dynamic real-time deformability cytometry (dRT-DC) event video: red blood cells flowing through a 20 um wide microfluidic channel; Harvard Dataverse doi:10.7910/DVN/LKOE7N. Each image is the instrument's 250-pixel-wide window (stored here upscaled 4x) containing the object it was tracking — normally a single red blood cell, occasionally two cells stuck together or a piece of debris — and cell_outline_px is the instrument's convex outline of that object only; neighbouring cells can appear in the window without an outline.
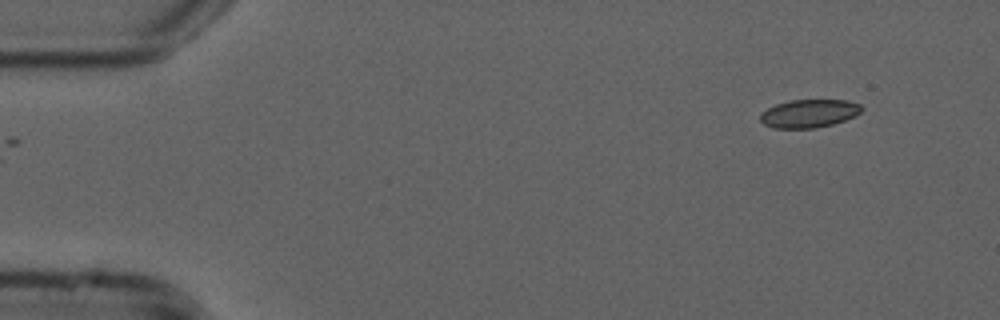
{"species": "common noctule bat (a hibernating species)", "species_latin": "Nyctalus noctula", "temperature_condition": "cold", "stored_images_in_passage": 49, "camera_frame_rate_fps": 3000, "um_per_image_px": 0.085, "animal": {"sex": "male", "forearm_length_mm": 52.5}, "frame": {"image": 1, "passage_image": 1, "time_ms": 0.0, "image_size_px": [1000, 320], "cell_outline_px": [[864, 108], [856, 116], [832, 124], [816, 128], [772, 128], [764, 124], [760, 120], [760, 112], [776, 104], [788, 100], [848, 100], [860, 104]], "centroid_in_image_um": [68.77, 9.64], "position_along_channel_um": 16.2, "area_um2": 16.76}}
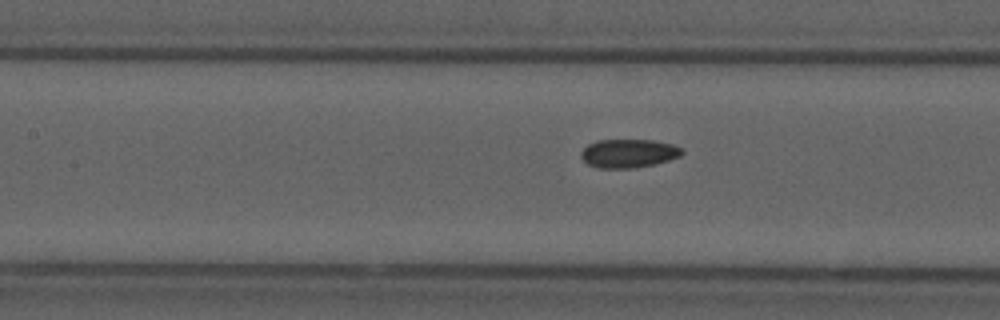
{"frame": {"image": 2, "passage_image": 20, "time_ms": 6.333, "image_size_px": [1000, 320], "cell_outline_px": [[684, 152], [680, 156], [656, 164], [636, 168], [596, 168], [588, 164], [580, 156], [580, 152], [588, 144], [596, 140], [652, 140], [672, 144], [684, 148]], "centroid_in_image_um": [53.43, 13.04], "position_along_channel_um": 154.0, "area_um2": 16.99}}
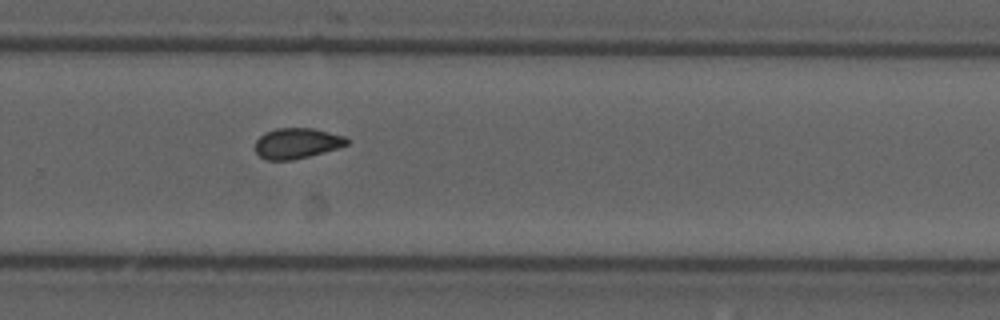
{"frame": {"image": 3, "passage_image": 32, "time_ms": 10.333, "image_size_px": [1000, 320], "cell_outline_px": [[348, 144], [324, 152], [292, 160], [264, 160], [256, 152], [256, 140], [264, 132], [276, 128], [312, 128], [344, 136], [348, 140]], "centroid_in_image_um": [25.2, 12.18], "position_along_channel_um": 304.6, "area_um2": 16.18}}